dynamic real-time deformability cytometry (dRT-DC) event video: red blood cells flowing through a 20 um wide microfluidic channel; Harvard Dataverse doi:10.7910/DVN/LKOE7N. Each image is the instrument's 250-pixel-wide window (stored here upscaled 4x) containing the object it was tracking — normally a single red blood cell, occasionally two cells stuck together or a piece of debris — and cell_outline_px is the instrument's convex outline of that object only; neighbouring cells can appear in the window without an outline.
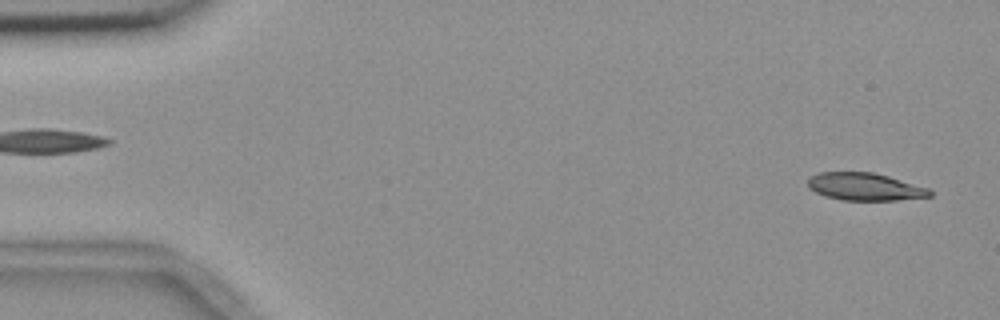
{"species": "common noctule bat (a hibernating species)", "species_latin": "Nyctalus noctula", "temperature_condition": "room temperature", "stored_images_in_passage": 54, "camera_frame_rate_fps": 3000, "um_per_image_px": 0.085, "animal": {"sex": "female", "body_mass_g": 18.4}, "frame": {"image": 1, "passage_image": 2, "time_ms": 0.333, "image_size_px": [1000, 320], "cell_outline_px": [[932, 196], [896, 200], [840, 200], [824, 196], [808, 188], [808, 180], [812, 176], [820, 172], [872, 172], [888, 176], [928, 188], [932, 192]], "centroid_in_image_um": [73.5, 15.87], "position_along_channel_um": 11.5, "area_um2": 19.48}}
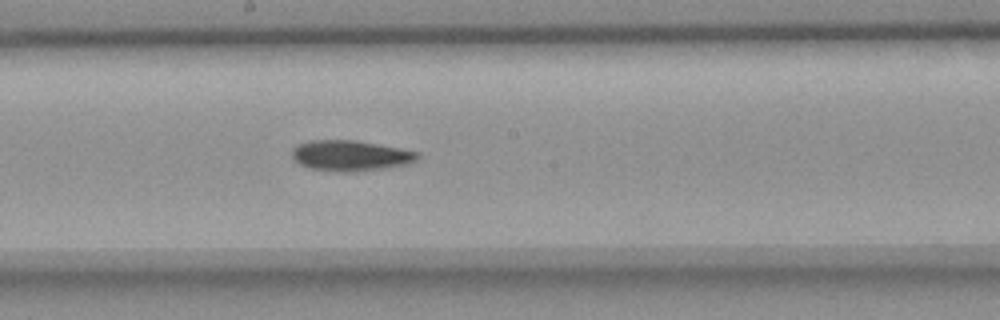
{"frame": {"image": 2, "passage_image": 29, "time_ms": 9.333, "image_size_px": [1000, 320], "cell_outline_px": [[420, 156], [416, 160], [404, 164], [380, 168], [352, 172], [312, 168], [300, 164], [292, 156], [292, 148], [296, 144], [308, 140], [356, 140], [420, 152]], "centroid_in_image_um": [29.76, 13.2], "position_along_channel_um": 218.4, "area_um2": 21.96}}
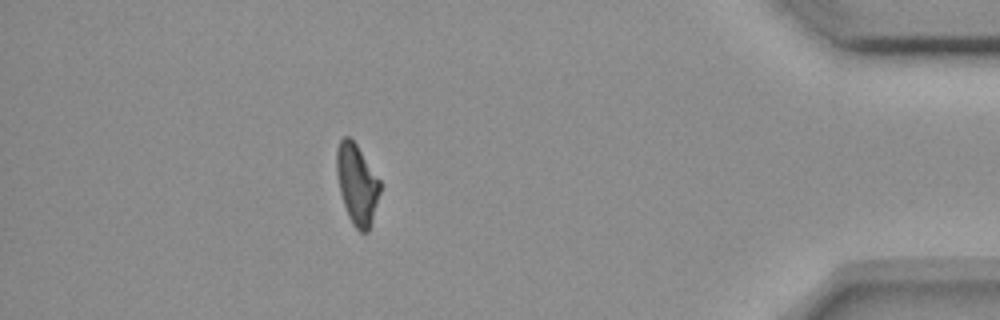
{"frame": {"image": 3, "passage_image": 48, "time_ms": 15.667, "image_size_px": [1000, 320], "cell_outline_px": [[380, 192], [372, 220], [368, 232], [360, 232], [352, 224], [348, 216], [340, 192], [336, 172], [336, 148], [340, 140], [344, 136], [348, 136], [356, 144], [380, 180]], "centroid_in_image_um": [30.33, 15.65], "position_along_channel_um": 404.9, "area_um2": 20.17}, "authors_computed_cell_mechanics": {"area_um2": 21.5305, "velocity_mm_per_s": 3.687, "shape_relaxation_time_tau1_ms": 7.53, "shape_relaxation_time_tau2_ms": 9.4778, "deformation_change_tau1": 0.1837, "deformation_change_tau2": 0.1917}}